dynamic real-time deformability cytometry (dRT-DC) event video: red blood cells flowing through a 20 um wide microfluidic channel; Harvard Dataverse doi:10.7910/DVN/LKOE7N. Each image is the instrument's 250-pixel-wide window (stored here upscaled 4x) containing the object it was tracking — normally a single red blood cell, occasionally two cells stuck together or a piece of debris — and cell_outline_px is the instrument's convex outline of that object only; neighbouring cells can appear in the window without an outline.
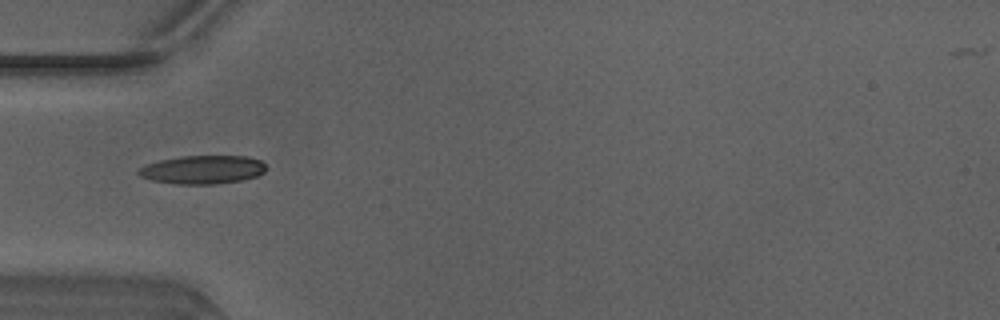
{"species": "Egyptian fruit bat (a non-hibernating species)", "species_latin": "Rousettus aegyptiacus", "temperature_condition": "warm", "stored_images_in_passage": 33, "camera_frame_rate_fps": 3000, "um_per_image_px": 0.085, "animal": {"sex": "male"}, "frame": {"image": 1, "passage_image": 1, "time_ms": 0.0, "image_size_px": [1000, 320], "cell_outline_px": [[264, 172], [256, 176], [244, 180], [216, 184], [176, 184], [152, 180], [140, 176], [136, 172], [144, 164], [160, 160], [180, 156], [248, 156], [260, 160], [264, 164]], "centroid_in_image_um": [17.2, 14.42], "position_along_channel_um": 67.8, "area_um2": 21.21}}
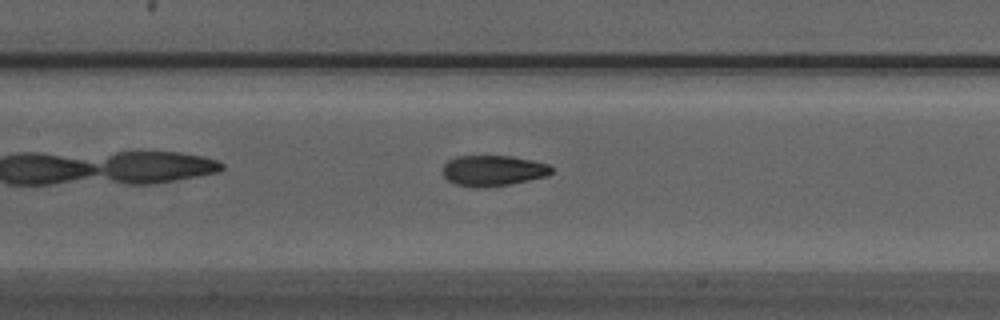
{"frame": {"image": 2, "passage_image": 8, "time_ms": 2.333, "image_size_px": [1000, 320], "cell_outline_px": [[552, 172], [548, 176], [508, 184], [484, 188], [476, 188], [452, 184], [440, 172], [444, 164], [448, 160], [456, 156], [512, 156], [532, 160], [548, 164], [552, 168]], "centroid_in_image_um": [41.86, 14.51], "position_along_channel_um": 165.5, "area_um2": 19.71}}
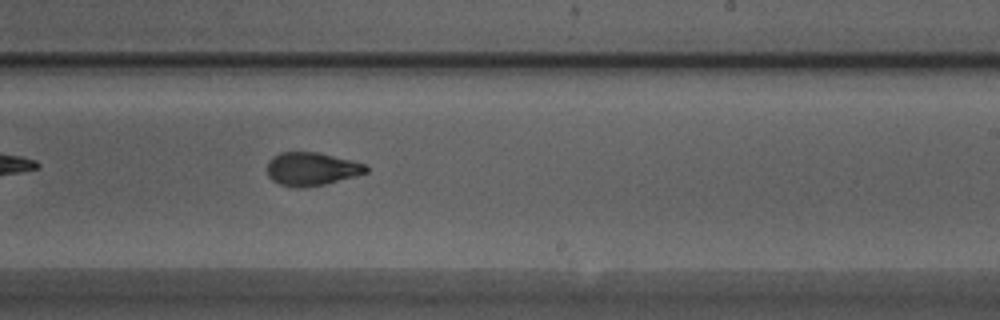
{"frame": {"image": 3, "passage_image": 15, "time_ms": 4.667, "image_size_px": [1000, 320], "cell_outline_px": [[368, 172], [324, 184], [300, 188], [292, 188], [280, 184], [272, 180], [268, 176], [268, 160], [272, 156], [280, 152], [316, 152], [352, 160], [364, 164], [368, 168]], "centroid_in_image_um": [26.44, 14.36], "position_along_channel_um": 262.6, "area_um2": 19.07}, "authors_computed_cell_mechanics": {"area_um2": 19.4786, "velocity_mm_per_s": 4.1783, "shape_relaxation_time_tau1_ms": 4.0323, "shape_relaxation_time_tau2_ms": 1.8568, "deformation_change_tau1": 0.1759, "deformation_change_tau2": 0.0719}}